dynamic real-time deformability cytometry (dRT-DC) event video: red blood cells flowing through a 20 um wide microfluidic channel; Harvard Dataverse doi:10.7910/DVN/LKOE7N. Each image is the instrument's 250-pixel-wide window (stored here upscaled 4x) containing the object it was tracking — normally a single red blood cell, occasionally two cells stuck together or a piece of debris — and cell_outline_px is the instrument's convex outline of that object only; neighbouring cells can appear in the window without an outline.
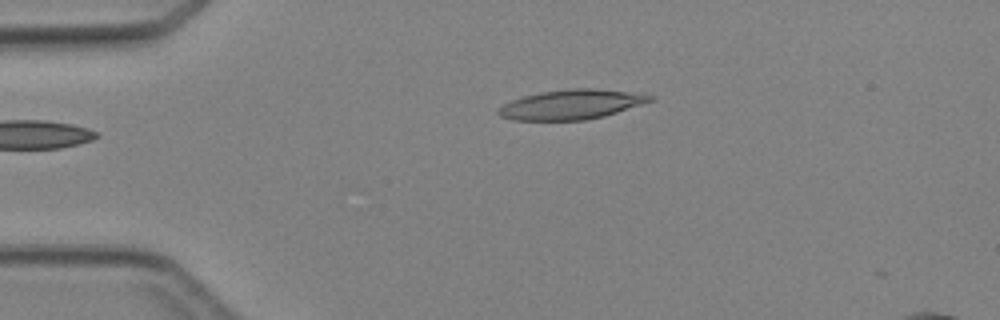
{"species": "Egyptian fruit bat (a non-hibernating species)", "species_latin": "Rousettus aegyptiacus", "temperature_condition": "cold", "stored_images_in_passage": 3, "camera_frame_rate_fps": 3000, "um_per_image_px": 0.085, "animal": {"sex": "female"}, "frame": {"image": 1, "passage_image": 3, "time_ms": 2.667, "image_size_px": [1000, 320], "cell_outline_px": [[656, 100], [604, 116], [584, 120], [512, 120], [500, 116], [496, 112], [496, 108], [512, 100], [524, 96], [540, 92], [568, 88], [596, 88], [628, 92], [656, 96]], "centroid_in_image_um": [48.56, 8.88], "position_along_channel_um": 36.4, "area_um2": 26.36}}